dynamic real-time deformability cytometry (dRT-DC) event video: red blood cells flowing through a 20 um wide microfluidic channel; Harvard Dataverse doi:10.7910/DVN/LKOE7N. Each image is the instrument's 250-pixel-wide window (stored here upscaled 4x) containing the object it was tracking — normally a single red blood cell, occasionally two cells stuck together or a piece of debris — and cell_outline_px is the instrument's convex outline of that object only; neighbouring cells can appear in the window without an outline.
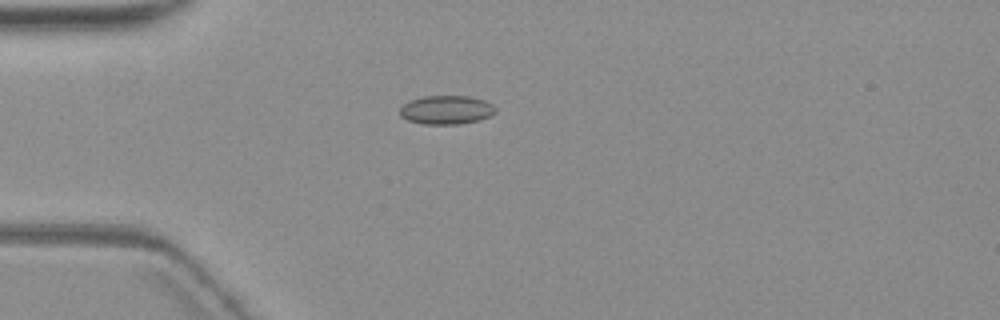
{"species": "common noctule bat (a hibernating species)", "species_latin": "Nyctalus noctula", "temperature_condition": "warm", "stored_images_in_passage": 5, "camera_frame_rate_fps": 3000, "um_per_image_px": 0.085, "animal": {"sex": "female", "body_mass_g": 19.3, "forearm_length_mm": 54.1}, "frame": {"image": 1, "passage_image": 2, "time_ms": 1.0, "image_size_px": [1000, 320], "cell_outline_px": [[496, 112], [480, 120], [456, 124], [424, 124], [408, 120], [400, 116], [400, 108], [404, 104], [412, 100], [424, 96], [468, 96], [484, 100], [492, 104], [496, 108]], "centroid_in_image_um": [37.95, 9.34], "position_along_channel_um": 47.1, "area_um2": 15.9}}
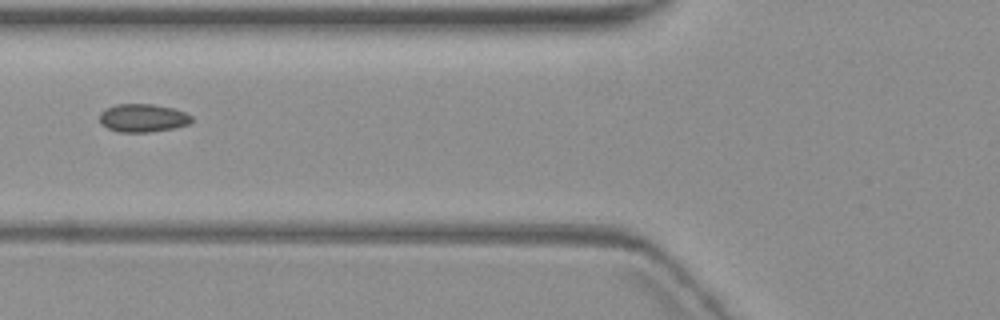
{"frame": {"image": 2, "passage_image": 4, "time_ms": 3.333, "image_size_px": [1000, 320], "cell_outline_px": [[192, 120], [188, 124], [172, 128], [148, 132], [120, 132], [108, 128], [100, 120], [100, 112], [116, 104], [152, 104], [172, 108], [184, 112], [192, 116]], "centroid_in_image_um": [12.15, 10.02], "position_along_channel_um": 113.7, "area_um2": 14.8}}
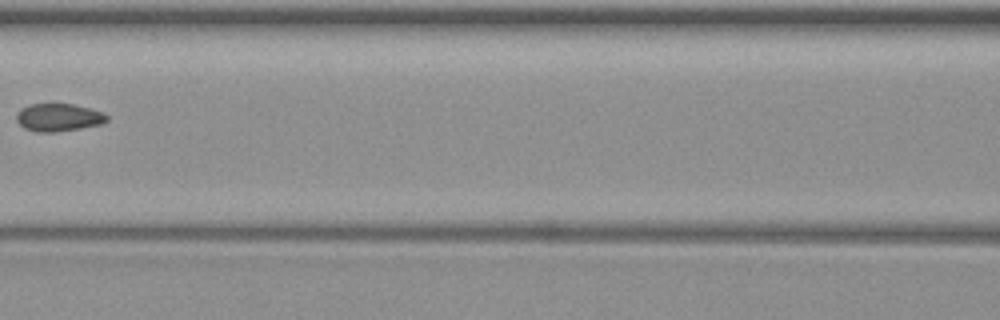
{"frame": {"image": 3, "passage_image": 5, "time_ms": 4.667, "image_size_px": [1000, 320], "cell_outline_px": [[108, 120], [100, 124], [80, 128], [56, 132], [36, 132], [24, 128], [16, 120], [16, 112], [20, 108], [28, 104], [72, 104], [104, 112], [108, 116]], "centroid_in_image_um": [4.94, 9.98], "position_along_channel_um": 161.7, "area_um2": 14.68}}